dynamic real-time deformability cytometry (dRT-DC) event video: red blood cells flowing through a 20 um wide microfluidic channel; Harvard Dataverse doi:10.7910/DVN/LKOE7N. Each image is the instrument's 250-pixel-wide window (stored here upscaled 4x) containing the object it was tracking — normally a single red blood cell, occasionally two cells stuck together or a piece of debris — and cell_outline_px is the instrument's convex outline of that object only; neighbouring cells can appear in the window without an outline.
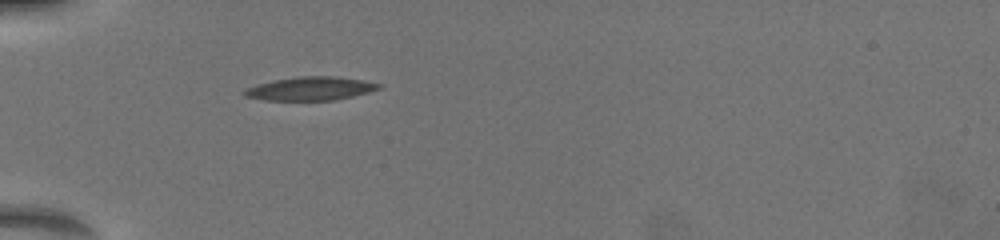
{"species": "common noctule bat (a hibernating species)", "species_latin": "Nyctalus noctula", "temperature_condition": "warm", "stored_images_in_passage": 47, "camera_frame_rate_fps": 3000, "um_per_image_px": 0.085, "animal": {"sex": "female", "body_mass_g": 19.5, "forearm_length_mm": 54.1}, "frame": {"image": 1, "passage_image": 1, "time_ms": 0.0, "image_size_px": [1000, 240], "cell_outline_px": [[380, 88], [352, 96], [332, 100], [268, 100], [244, 96], [244, 92], [248, 88], [260, 84], [276, 80], [300, 76], [332, 76], [360, 80], [380, 84]], "centroid_in_image_um": [26.38, 7.53], "position_along_channel_um": 58.6, "area_um2": 17.74}}
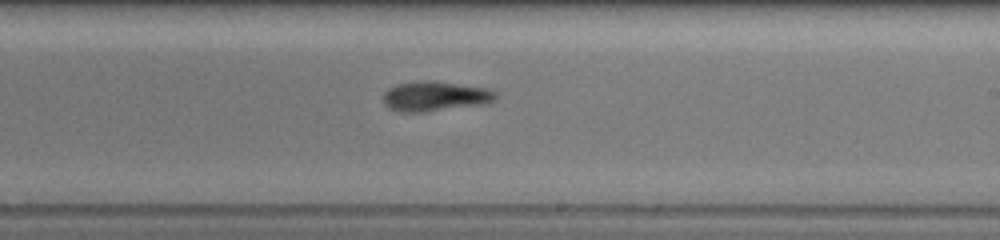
{"frame": {"image": 2, "passage_image": 19, "time_ms": 5.333, "image_size_px": [1000, 240], "cell_outline_px": [[496, 96], [492, 100], [476, 104], [420, 112], [400, 112], [384, 104], [384, 92], [388, 88], [396, 84], [428, 80], [432, 80], [484, 88], [496, 92]], "centroid_in_image_um": [36.88, 8.16], "position_along_channel_um": 252.1, "area_um2": 18.79}}
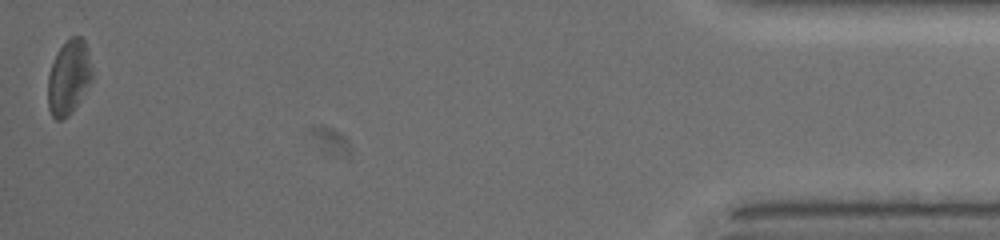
{"frame": {"image": 3, "passage_image": 46, "time_ms": 12.0, "image_size_px": [1000, 240], "cell_outline_px": [[92, 76], [76, 104], [68, 116], [60, 120], [56, 120], [52, 116], [48, 108], [48, 76], [56, 52], [72, 36], [80, 36], [84, 40], [92, 72]], "centroid_in_image_um": [5.8, 6.58], "position_along_channel_um": 429.4, "area_um2": 18.5}, "authors_computed_cell_mechanics": {"area_um2": 18.496, "velocity_mm_per_s": 3.8636, "shape_relaxation_time_tau1_ms": 5.2434, "shape_relaxation_time_tau2_ms": 5.439, "deformation_change_tau1": 0.173, "deformation_change_tau2": 0.1514}}